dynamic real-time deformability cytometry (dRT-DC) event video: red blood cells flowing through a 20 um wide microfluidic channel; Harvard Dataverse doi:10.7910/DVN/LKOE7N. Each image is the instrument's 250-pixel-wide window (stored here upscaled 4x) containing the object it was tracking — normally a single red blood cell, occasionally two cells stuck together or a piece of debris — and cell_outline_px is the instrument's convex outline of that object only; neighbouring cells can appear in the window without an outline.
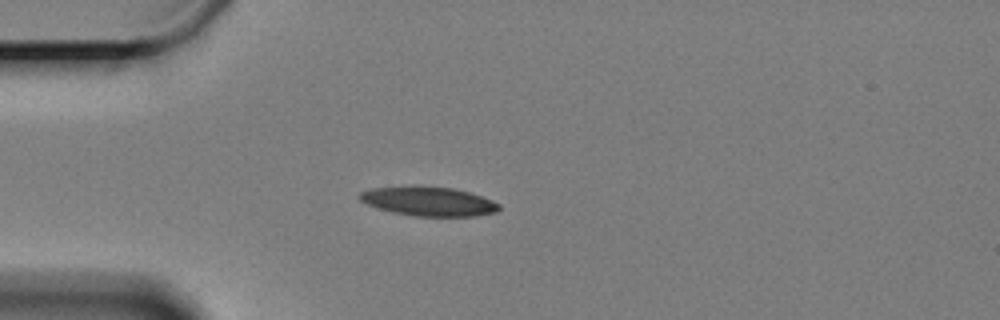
{"species": "Egyptian fruit bat (a non-hibernating species)", "species_latin": "Rousettus aegyptiacus", "temperature_condition": "cold", "stored_images_in_passage": 45, "camera_frame_rate_fps": 3000, "um_per_image_px": 0.085, "animal": {"sex": "female"}, "frame": {"image": 1, "passage_image": 1, "time_ms": 0.0, "image_size_px": [1000, 320], "cell_outline_px": [[500, 208], [496, 212], [472, 216], [412, 216], [392, 212], [376, 208], [360, 200], [360, 192], [372, 188], [452, 188], [468, 192], [492, 200], [500, 204]], "centroid_in_image_um": [36.46, 17.15], "position_along_channel_um": 48.5, "area_um2": 22.83}}
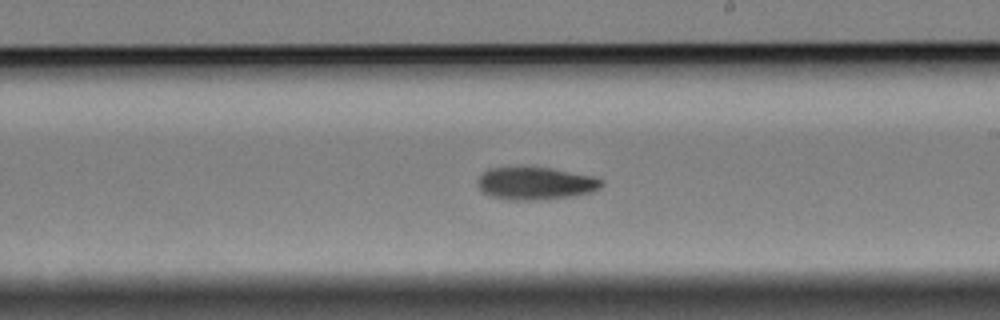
{"frame": {"image": 2, "passage_image": 20, "time_ms": 6.333, "image_size_px": [1000, 320], "cell_outline_px": [[604, 184], [600, 188], [592, 192], [572, 196], [536, 200], [508, 200], [488, 196], [476, 184], [476, 180], [488, 168], [520, 164], [552, 168], [596, 176], [604, 180]], "centroid_in_image_um": [45.5, 15.54], "position_along_channel_um": 243.5, "area_um2": 24.62}}
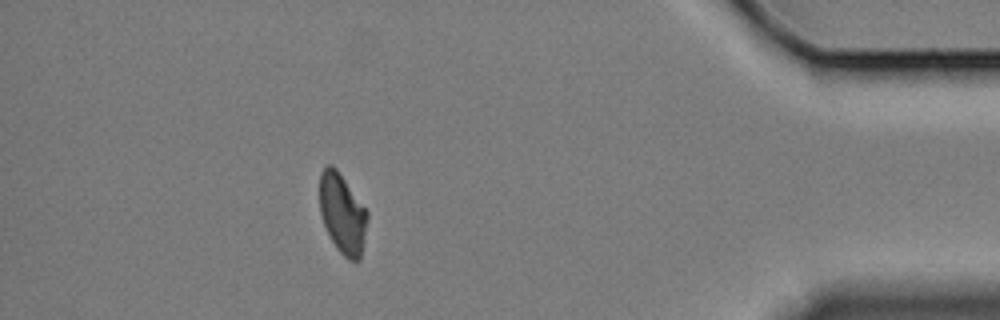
{"frame": {"image": 3, "passage_image": 39, "time_ms": 12.667, "image_size_px": [1000, 320], "cell_outline_px": [[368, 216], [360, 260], [348, 260], [336, 248], [324, 224], [320, 212], [320, 172], [328, 164], [332, 164], [336, 168], [368, 212]], "centroid_in_image_um": [29.1, 18.15], "position_along_channel_um": 406.1, "area_um2": 21.91}, "authors_computed_cell_mechanics": {"area_um2": 23.5824, "velocity_mm_per_s": 3.2963, "shape_relaxation_time_tau1_ms": 4.8776, "shape_relaxation_time_tau2_ms": null, "deformation_change_tau1": 0.1281, "deformation_change_tau2": null}}